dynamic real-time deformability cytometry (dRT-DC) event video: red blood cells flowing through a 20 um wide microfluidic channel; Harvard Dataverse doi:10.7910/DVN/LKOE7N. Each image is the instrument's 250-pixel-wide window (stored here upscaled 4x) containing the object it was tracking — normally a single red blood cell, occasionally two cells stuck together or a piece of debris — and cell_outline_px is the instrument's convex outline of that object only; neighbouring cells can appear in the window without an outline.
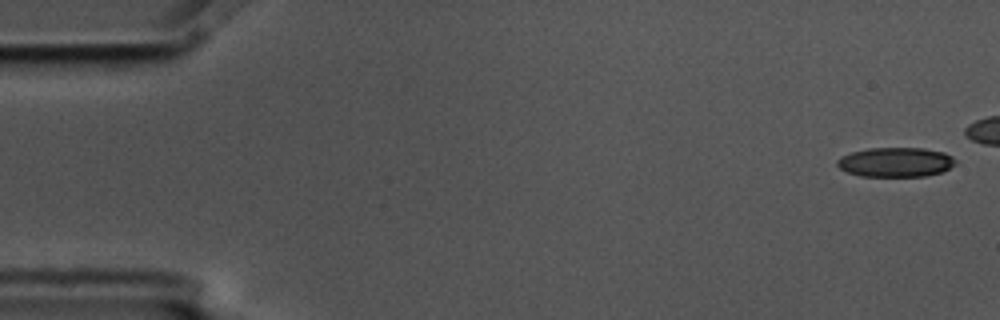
{"species": "common noctule bat (a hibernating species)", "species_latin": "Nyctalus noctula", "temperature_condition": "cold", "stored_images_in_passage": 6, "camera_frame_rate_fps": 3000, "um_per_image_px": 0.085, "animal": {"sex": "male", "body_mass_g": 17.5, "forearm_length_mm": 52.3}, "frame": {"image": 1, "passage_image": 1, "time_ms": 0.0, "image_size_px": [1000, 320], "cell_outline_px": [[956, 164], [944, 172], [924, 176], [860, 176], [848, 172], [840, 168], [836, 164], [836, 160], [840, 156], [852, 152], [868, 148], [924, 148], [944, 152], [952, 156], [956, 160]], "centroid_in_image_um": [76.15, 13.78], "position_along_channel_um": 8.8, "area_um2": 20.52}}
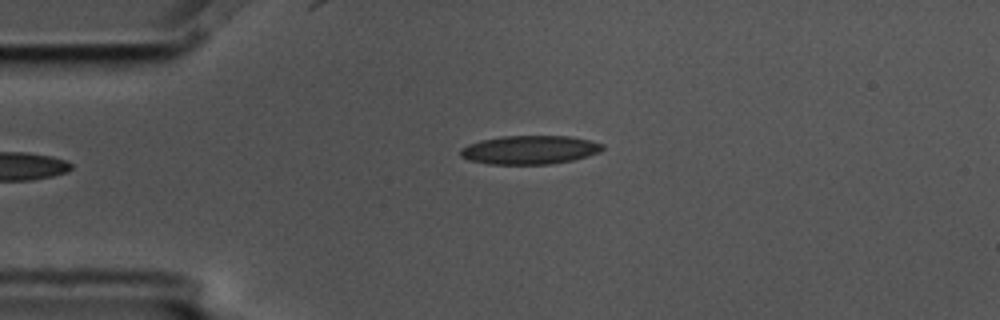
{"frame": {"image": 2, "passage_image": 6, "time_ms": 1.667, "image_size_px": [1000, 320], "cell_outline_px": [[604, 148], [600, 152], [588, 156], [572, 160], [552, 164], [488, 164], [468, 160], [460, 156], [460, 148], [468, 144], [480, 140], [500, 136], [568, 136], [588, 140], [604, 144]], "centroid_in_image_um": [45.0, 12.74], "position_along_channel_um": 40.0, "area_um2": 23.87}}